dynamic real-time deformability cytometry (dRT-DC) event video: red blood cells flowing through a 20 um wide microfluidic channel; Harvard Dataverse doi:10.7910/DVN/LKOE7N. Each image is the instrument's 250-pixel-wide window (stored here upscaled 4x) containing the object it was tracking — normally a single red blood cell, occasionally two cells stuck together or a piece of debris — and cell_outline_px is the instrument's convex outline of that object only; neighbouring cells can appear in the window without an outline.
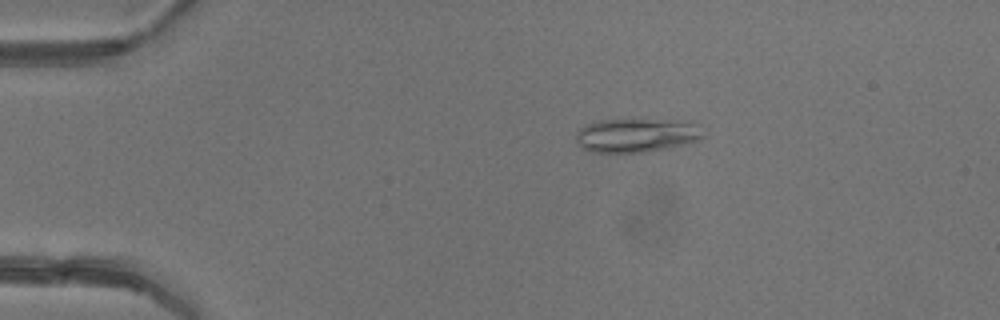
{"species": "common noctule bat (a hibernating species)", "species_latin": "Nyctalus noctula", "temperature_condition": "warm", "stored_images_in_passage": 3, "camera_frame_rate_fps": 3000, "um_per_image_px": 0.085, "animal": {"sex": "female"}, "frame": {"image": 1, "passage_image": 1, "time_ms": 0.0, "image_size_px": [1000, 320], "cell_outline_px": [[704, 136], [700, 140], [684, 144], [644, 152], [592, 152], [576, 144], [576, 132], [584, 124], [600, 120], [688, 120], [696, 124]], "centroid_in_image_um": [54.07, 11.49], "position_along_channel_um": 30.9, "area_um2": 25.03}}